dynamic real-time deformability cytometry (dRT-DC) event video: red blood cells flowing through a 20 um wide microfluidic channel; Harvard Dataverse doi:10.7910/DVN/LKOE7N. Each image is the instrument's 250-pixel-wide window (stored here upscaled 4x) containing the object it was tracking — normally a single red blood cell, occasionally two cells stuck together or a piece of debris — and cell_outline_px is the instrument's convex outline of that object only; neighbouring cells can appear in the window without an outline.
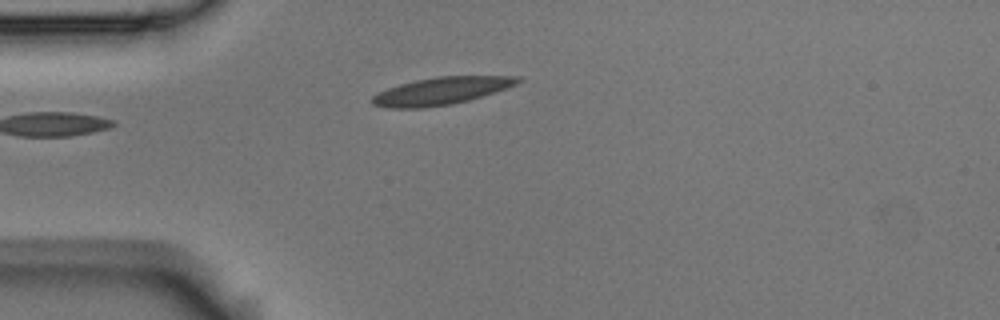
{"species": "Egyptian fruit bat (a non-hibernating species)", "species_latin": "Rousettus aegyptiacus", "temperature_condition": "room temperature", "stored_images_in_passage": 4, "camera_frame_rate_fps": 3000, "um_per_image_px": 0.085, "animal": {"sex": "male"}, "frame": {"image": 1, "passage_image": 4, "time_ms": 1.0, "image_size_px": [1000, 320], "cell_outline_px": [[524, 80], [516, 84], [468, 100], [452, 104], [424, 108], [388, 108], [372, 104], [372, 96], [388, 88], [400, 84], [416, 80], [436, 76], [520, 76]], "centroid_in_image_um": [37.49, 7.73], "position_along_channel_um": 47.5, "area_um2": 23.0}}